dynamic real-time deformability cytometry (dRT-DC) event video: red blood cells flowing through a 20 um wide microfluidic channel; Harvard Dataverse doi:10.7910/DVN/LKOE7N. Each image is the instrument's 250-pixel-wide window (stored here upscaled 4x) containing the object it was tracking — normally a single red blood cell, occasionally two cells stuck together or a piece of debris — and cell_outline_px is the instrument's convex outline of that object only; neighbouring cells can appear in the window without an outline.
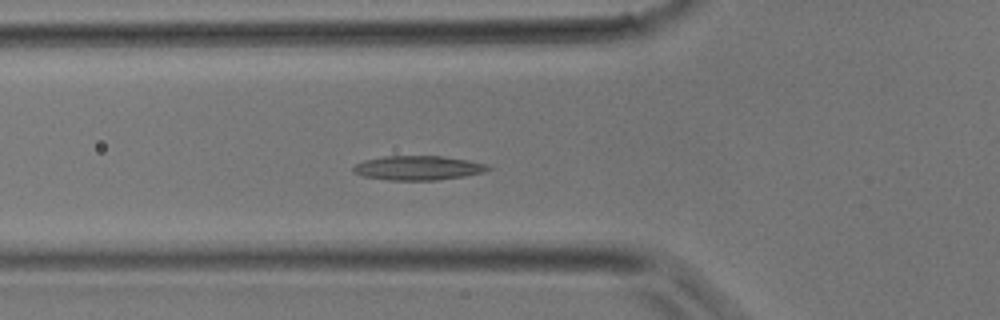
{"species": "common noctule bat (a hibernating species)", "species_latin": "Nyctalus noctula", "temperature_condition": "room temperature", "stored_images_in_passage": 34, "camera_frame_rate_fps": 3000, "um_per_image_px": 0.085, "animal": {"sex": "male", "body_mass_g": 17.9}, "frame": {"image": 1, "passage_image": 13, "time_ms": 4.0, "image_size_px": [1000, 320], "cell_outline_px": [[492, 168], [484, 172], [464, 176], [436, 180], [388, 180], [364, 176], [352, 172], [352, 168], [356, 164], [364, 160], [384, 156], [440, 156], [468, 160], [484, 164]], "centroid_in_image_um": [35.5, 14.27], "position_along_channel_um": 90.3, "area_um2": 18.96}}
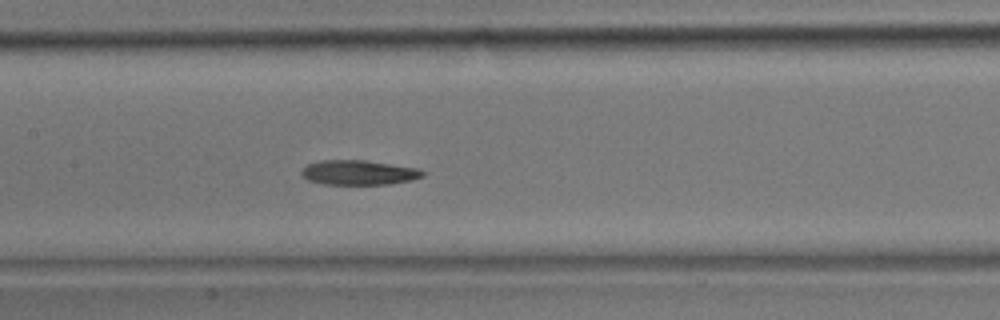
{"frame": {"image": 2, "passage_image": 18, "time_ms": 5.667, "image_size_px": [1000, 320], "cell_outline_px": [[428, 172], [424, 176], [412, 180], [388, 184], [324, 184], [308, 180], [300, 172], [308, 164], [320, 160], [364, 160], [420, 168]], "centroid_in_image_um": [30.56, 14.66], "position_along_channel_um": 176.8, "area_um2": 17.51}}
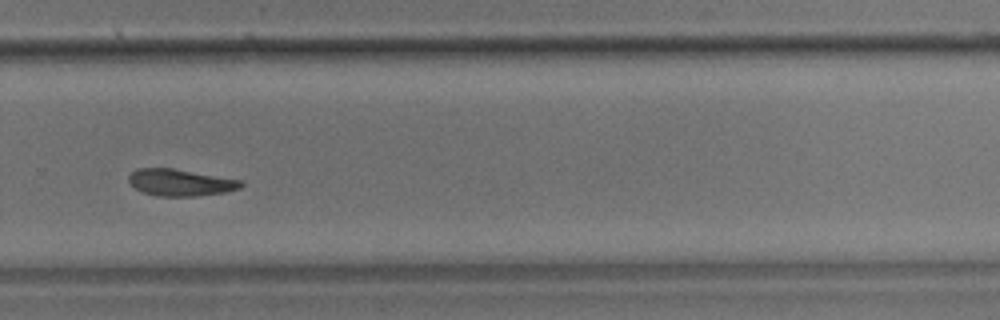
{"frame": {"image": 3, "passage_image": 26, "time_ms": 8.333, "image_size_px": [1000, 320], "cell_outline_px": [[244, 184], [240, 188], [224, 192], [196, 196], [156, 196], [144, 192], [136, 188], [128, 180], [128, 176], [136, 168], [172, 168], [244, 180]], "centroid_in_image_um": [15.36, 15.5], "position_along_channel_um": 314.4, "area_um2": 17.51}}